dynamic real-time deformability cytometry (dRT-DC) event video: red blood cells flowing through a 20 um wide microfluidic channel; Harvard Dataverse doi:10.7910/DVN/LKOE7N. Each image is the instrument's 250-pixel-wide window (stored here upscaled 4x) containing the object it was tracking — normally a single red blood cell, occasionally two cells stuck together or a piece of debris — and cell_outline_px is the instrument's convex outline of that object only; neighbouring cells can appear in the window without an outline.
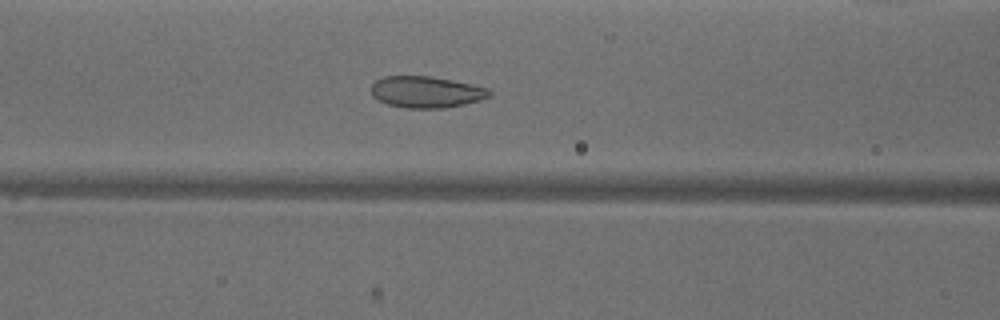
{"species": "common noctule bat (a hibernating species)", "species_latin": "Nyctalus noctula", "temperature_condition": "warm", "stored_images_in_passage": 38, "camera_frame_rate_fps": 3000, "um_per_image_px": 0.085, "animal": {"sex": "male", "body_mass_g": 18.8}, "frame": {"image": 1, "passage_image": 7, "time_ms": 2.0, "image_size_px": [1000, 320], "cell_outline_px": [[492, 96], [480, 100], [464, 104], [444, 108], [404, 108], [388, 104], [372, 96], [372, 84], [376, 80], [384, 76], [428, 76], [452, 80], [472, 84], [488, 88], [492, 92]], "centroid_in_image_um": [36.25, 7.82], "position_along_channel_um": 130.3, "area_um2": 21.68}}
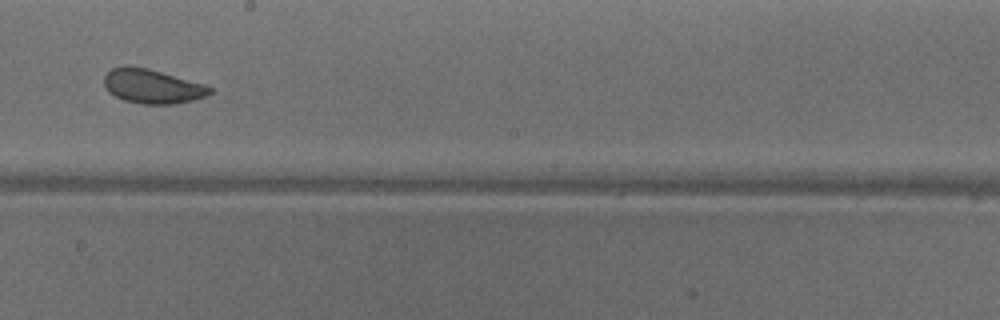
{"frame": {"image": 2, "passage_image": 15, "time_ms": 4.667, "image_size_px": [1000, 320], "cell_outline_px": [[212, 92], [204, 96], [192, 100], [176, 104], [140, 104], [124, 100], [108, 92], [104, 84], [104, 76], [112, 68], [124, 64], [128, 64], [148, 68], [204, 84], [212, 88]], "centroid_in_image_um": [12.9, 7.32], "position_along_channel_um": 235.3, "area_um2": 21.21}}
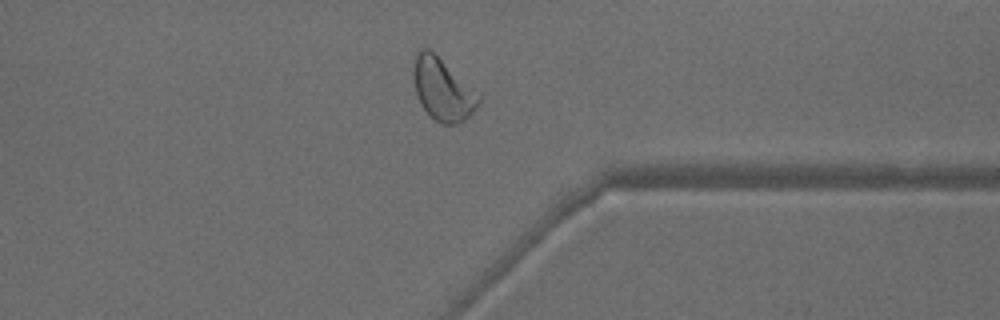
{"frame": {"image": 3, "passage_image": 26, "time_ms": 8.333, "image_size_px": [1000, 320], "cell_outline_px": [[480, 100], [476, 108], [464, 120], [456, 124], [444, 124], [436, 120], [420, 104], [416, 92], [412, 72], [416, 52], [420, 48], [428, 48], [480, 96]], "centroid_in_image_um": [37.58, 7.6], "position_along_channel_um": 373.8, "area_um2": 22.83}, "authors_computed_cell_mechanics": {"area_um2": 22.1952, "velocity_mm_per_s": 3.9377, "shape_relaxation_time_tau1_ms": 2.8991, "shape_relaxation_time_tau2_ms": 1.179, "deformation_change_tau1": 0.1146, "deformation_change_tau2": 0.0673}}